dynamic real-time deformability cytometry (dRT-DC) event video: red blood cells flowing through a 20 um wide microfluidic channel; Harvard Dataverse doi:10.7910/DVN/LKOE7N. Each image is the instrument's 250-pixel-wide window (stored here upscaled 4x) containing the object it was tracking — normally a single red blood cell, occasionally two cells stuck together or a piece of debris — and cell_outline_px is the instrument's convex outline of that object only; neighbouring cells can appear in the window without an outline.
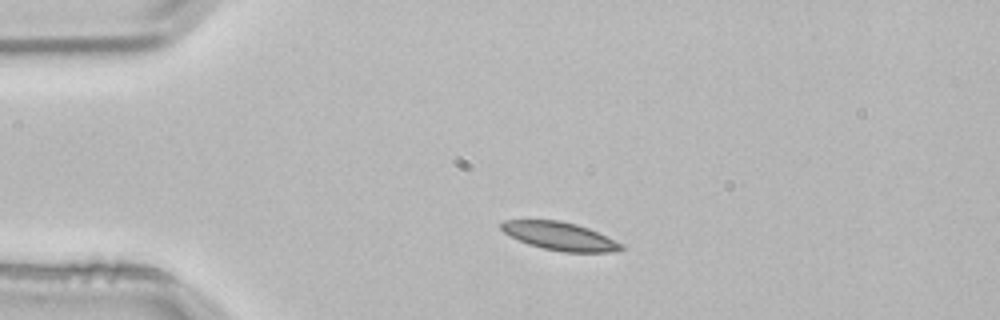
{"species": "common noctule bat (a hibernating species)", "species_latin": "Nyctalus noctula", "temperature_condition": "room temperature", "stored_images_in_passage": 2, "camera_frame_rate_fps": 3000, "um_per_image_px": 0.085, "animal": {"sex": "male", "body_mass_g": 21.5, "forearm_length_mm": 52.0}, "frame": {"image": 1, "passage_image": 1, "time_ms": 0.0, "image_size_px": [1000, 320], "cell_outline_px": [[624, 248], [608, 252], [564, 252], [544, 248], [528, 244], [504, 232], [500, 228], [500, 224], [504, 220], [560, 220], [576, 224], [588, 228], [624, 244]], "centroid_in_image_um": [47.59, 20.06], "position_along_channel_um": 37.4, "area_um2": 19.42}}